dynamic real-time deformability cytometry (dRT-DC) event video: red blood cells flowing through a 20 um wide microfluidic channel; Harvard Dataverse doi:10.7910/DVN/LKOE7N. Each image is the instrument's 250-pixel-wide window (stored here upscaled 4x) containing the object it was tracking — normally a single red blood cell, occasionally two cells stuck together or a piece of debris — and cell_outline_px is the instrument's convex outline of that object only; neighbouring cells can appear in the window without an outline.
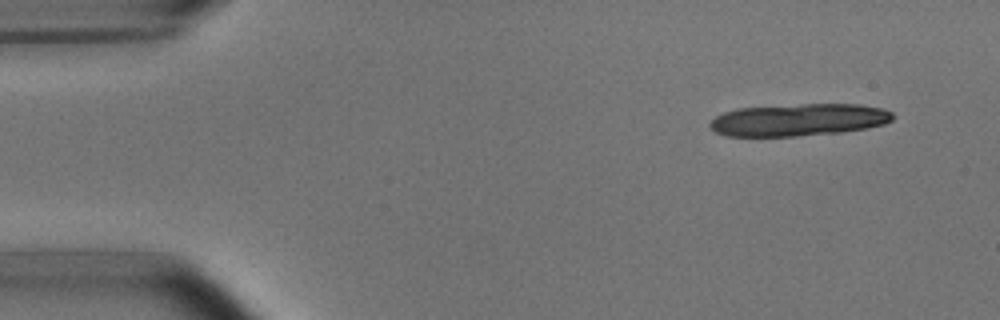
{"species": "common noctule bat (a hibernating species)", "species_latin": "Nyctalus noctula", "temperature_condition": "room temperature", "stored_images_in_passage": 4, "camera_frame_rate_fps": 3000, "um_per_image_px": 0.085, "animal": {"sex": "male", "body_mass_g": 15.6}, "frame": {"image": 1, "passage_image": 1, "time_ms": 0.0, "image_size_px": [1000, 320], "cell_outline_px": [[896, 116], [892, 120], [884, 124], [868, 128], [840, 132], [796, 136], [728, 136], [716, 132], [708, 124], [716, 116], [724, 112], [736, 108], [804, 104], [860, 104], [884, 108], [892, 112]], "centroid_in_image_um": [67.93, 10.18], "position_along_channel_um": 17.1, "area_um2": 34.51}}